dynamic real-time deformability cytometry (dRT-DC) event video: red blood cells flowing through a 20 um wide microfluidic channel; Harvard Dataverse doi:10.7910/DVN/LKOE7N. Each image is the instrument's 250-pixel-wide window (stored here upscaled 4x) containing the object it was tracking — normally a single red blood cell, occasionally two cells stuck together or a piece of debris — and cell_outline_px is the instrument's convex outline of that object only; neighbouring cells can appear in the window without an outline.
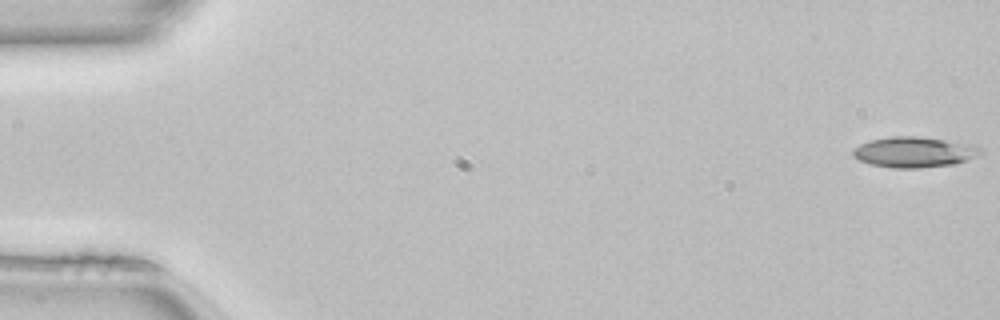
{"species": "common noctule bat (a hibernating species)", "species_latin": "Nyctalus noctula", "temperature_condition": "room temperature", "stored_images_in_passage": 50, "camera_frame_rate_fps": 3000, "um_per_image_px": 0.085, "animal": {"sex": "female", "body_mass_g": 22.7, "forearm_length_mm": 54.2}, "frame": {"image": 1, "passage_image": 1, "time_ms": 0.0, "image_size_px": [1000, 320], "cell_outline_px": [[984, 152], [968, 160], [956, 164], [920, 168], [892, 168], [868, 164], [852, 156], [852, 148], [860, 144], [872, 140], [888, 136], [916, 136], [972, 144], [984, 148]], "centroid_in_image_um": [77.71, 12.93], "position_along_channel_um": 7.3, "area_um2": 23.0}}
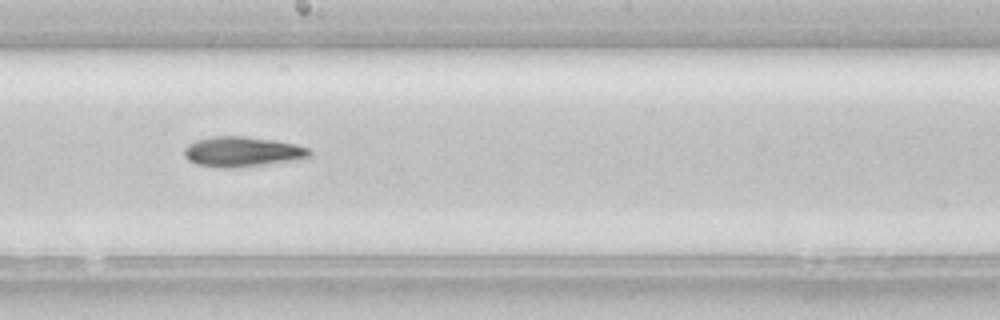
{"frame": {"image": 2, "passage_image": 28, "time_ms": 9.0, "image_size_px": [1000, 320], "cell_outline_px": [[312, 156], [300, 160], [232, 168], [220, 168], [196, 164], [188, 160], [184, 156], [184, 148], [188, 144], [196, 140], [212, 136], [244, 136], [272, 140], [296, 144], [308, 148], [312, 152]], "centroid_in_image_um": [20.6, 12.9], "position_along_channel_um": 227.6, "area_um2": 22.2}}
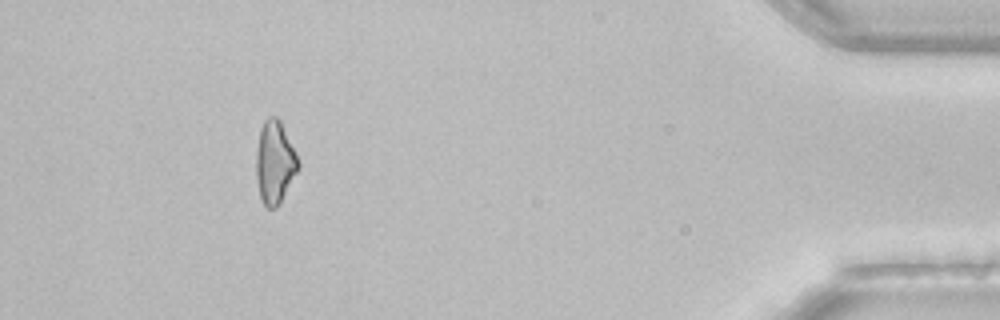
{"frame": {"image": 3, "passage_image": 46, "time_ms": 15.0, "image_size_px": [1000, 320], "cell_outline_px": [[300, 168], [280, 204], [276, 208], [268, 208], [264, 204], [260, 196], [256, 176], [256, 152], [260, 128], [264, 120], [268, 116], [276, 116], [280, 120], [300, 164]], "centroid_in_image_um": [23.35, 13.81], "position_along_channel_um": 411.8, "area_um2": 20.29}}